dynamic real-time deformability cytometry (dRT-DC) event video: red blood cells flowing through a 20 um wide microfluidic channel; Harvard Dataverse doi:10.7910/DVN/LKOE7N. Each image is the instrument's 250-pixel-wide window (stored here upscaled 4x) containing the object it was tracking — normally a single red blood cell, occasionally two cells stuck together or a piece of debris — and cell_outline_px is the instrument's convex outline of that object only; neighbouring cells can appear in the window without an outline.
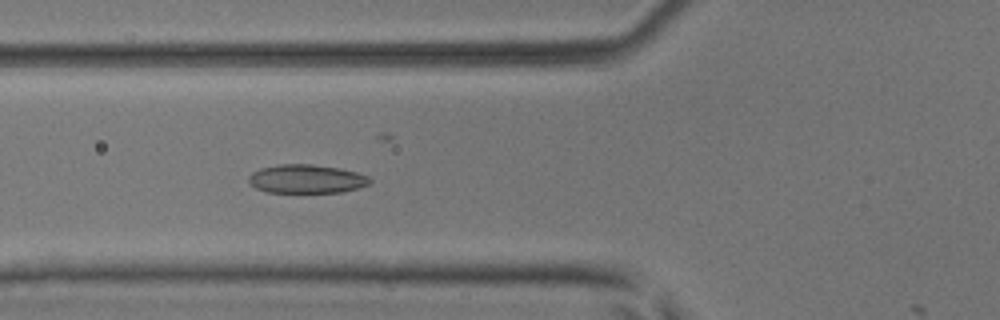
{"species": "common noctule bat (a hibernating species)", "species_latin": "Nyctalus noctula", "temperature_condition": "room temperature", "stored_images_in_passage": 3, "camera_frame_rate_fps": 3000, "um_per_image_px": 0.085, "animal": {"sex": "male", "body_mass_g": 17.9, "forearm_length_mm": 54.2}, "frame": {"image": 1, "passage_image": 2, "time_ms": 0.333, "image_size_px": [1000, 320], "cell_outline_px": [[372, 180], [368, 184], [360, 188], [340, 192], [268, 192], [256, 188], [248, 180], [248, 176], [252, 172], [260, 168], [280, 164], [312, 164], [340, 168], [356, 172], [368, 176]], "centroid_in_image_um": [26.06, 15.2], "position_along_channel_um": 99.7, "area_um2": 20.23}}